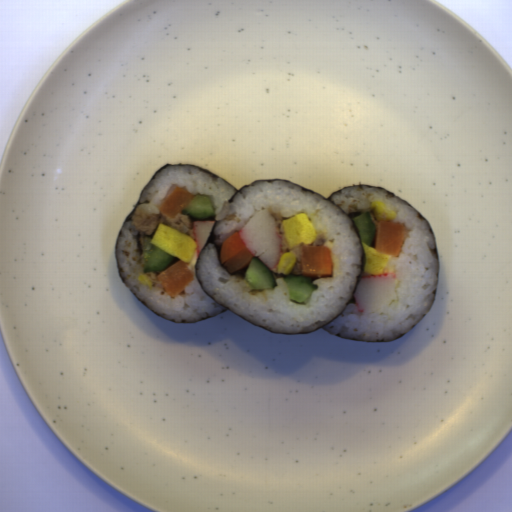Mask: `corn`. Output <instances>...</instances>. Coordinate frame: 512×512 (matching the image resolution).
Instances as JSON below:
<instances>
[{"label": "corn", "mask_w": 512, "mask_h": 512, "mask_svg": "<svg viewBox=\"0 0 512 512\" xmlns=\"http://www.w3.org/2000/svg\"><path fill=\"white\" fill-rule=\"evenodd\" d=\"M373 216L378 221H392L397 218V213L386 208L385 203L374 201L370 205Z\"/></svg>", "instance_id": "1"}, {"label": "corn", "mask_w": 512, "mask_h": 512, "mask_svg": "<svg viewBox=\"0 0 512 512\" xmlns=\"http://www.w3.org/2000/svg\"><path fill=\"white\" fill-rule=\"evenodd\" d=\"M297 261L296 253L286 252L280 256V260L277 264V271L280 274L288 275L293 270Z\"/></svg>", "instance_id": "2"}, {"label": "corn", "mask_w": 512, "mask_h": 512, "mask_svg": "<svg viewBox=\"0 0 512 512\" xmlns=\"http://www.w3.org/2000/svg\"><path fill=\"white\" fill-rule=\"evenodd\" d=\"M138 283H140L142 285H147L148 290L153 289V282H152L151 278H149L145 274L138 275Z\"/></svg>", "instance_id": "3"}]
</instances>
